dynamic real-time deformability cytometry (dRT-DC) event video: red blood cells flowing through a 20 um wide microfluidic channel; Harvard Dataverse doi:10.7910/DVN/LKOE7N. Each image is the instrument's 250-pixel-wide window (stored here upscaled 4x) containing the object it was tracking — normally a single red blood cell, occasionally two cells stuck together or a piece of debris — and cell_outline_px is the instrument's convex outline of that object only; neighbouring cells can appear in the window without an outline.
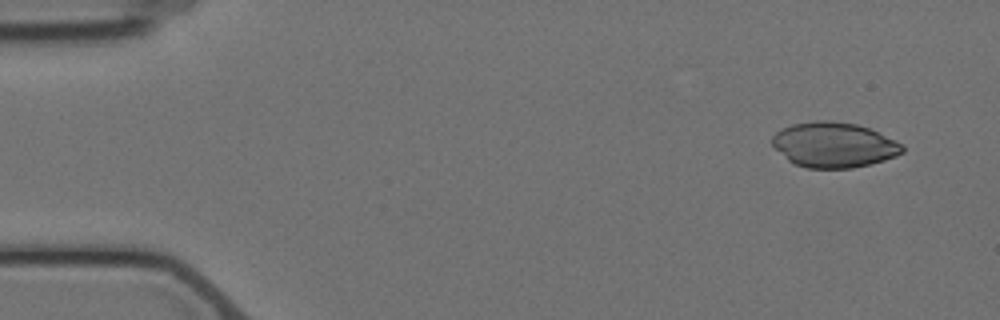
{"species": "Egyptian fruit bat (a non-hibernating species)", "species_latin": "Rousettus aegyptiacus", "temperature_condition": "cold", "stored_images_in_passage": 5, "camera_frame_rate_fps": 3000, "um_per_image_px": 0.085, "animal": {"sex": "female"}, "frame": {"image": 1, "passage_image": 1, "time_ms": 0.0, "image_size_px": [1000, 320], "cell_outline_px": [[904, 152], [896, 156], [884, 160], [852, 168], [808, 168], [796, 164], [788, 160], [772, 144], [772, 136], [780, 128], [792, 124], [816, 120], [828, 120], [856, 124], [868, 128], [896, 140], [904, 144]], "centroid_in_image_um": [70.89, 12.3], "position_along_channel_um": 14.1, "area_um2": 34.22}}